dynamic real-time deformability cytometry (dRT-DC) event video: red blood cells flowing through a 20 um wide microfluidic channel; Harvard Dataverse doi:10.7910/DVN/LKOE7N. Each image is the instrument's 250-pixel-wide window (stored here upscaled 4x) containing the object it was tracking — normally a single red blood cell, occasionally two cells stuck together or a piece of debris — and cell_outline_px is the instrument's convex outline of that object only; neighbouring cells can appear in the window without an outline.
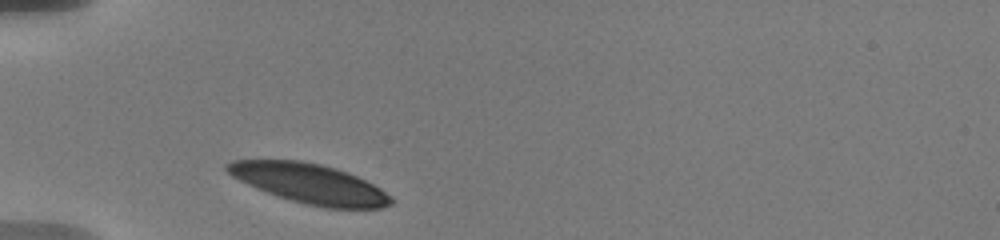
{"species": "human", "species_latin": "Homo sapiens", "temperature_condition": "warm", "stored_images_in_passage": 3, "camera_frame_rate_fps": 3000, "um_per_image_px": 0.085, "donor": {"sex": "male"}, "frame": {"image": 1, "passage_image": 1, "time_ms": 0.0, "image_size_px": [1000, 240], "cell_outline_px": [[396, 200], [392, 204], [384, 208], [324, 208], [292, 200], [256, 188], [232, 176], [224, 168], [224, 164], [232, 160], [300, 160], [320, 164], [336, 168], [348, 172], [380, 188], [392, 196]], "centroid_in_image_um": [26.35, 15.6], "position_along_channel_um": 58.6, "area_um2": 37.74}}
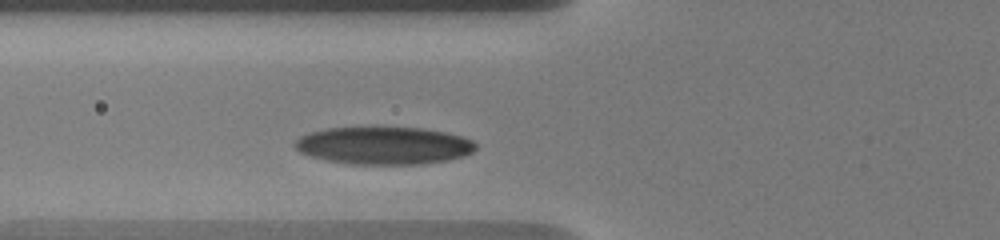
{"frame": {"image": 2, "passage_image": 3, "time_ms": 1.333, "image_size_px": [1000, 240], "cell_outline_px": [[476, 148], [472, 152], [464, 156], [448, 160], [420, 164], [348, 164], [328, 160], [312, 156], [300, 152], [292, 144], [300, 136], [312, 132], [328, 128], [420, 128], [444, 132], [464, 136], [472, 140], [476, 144]], "centroid_in_image_um": [32.65, 12.38], "position_along_channel_um": 93.2, "area_um2": 39.36}}